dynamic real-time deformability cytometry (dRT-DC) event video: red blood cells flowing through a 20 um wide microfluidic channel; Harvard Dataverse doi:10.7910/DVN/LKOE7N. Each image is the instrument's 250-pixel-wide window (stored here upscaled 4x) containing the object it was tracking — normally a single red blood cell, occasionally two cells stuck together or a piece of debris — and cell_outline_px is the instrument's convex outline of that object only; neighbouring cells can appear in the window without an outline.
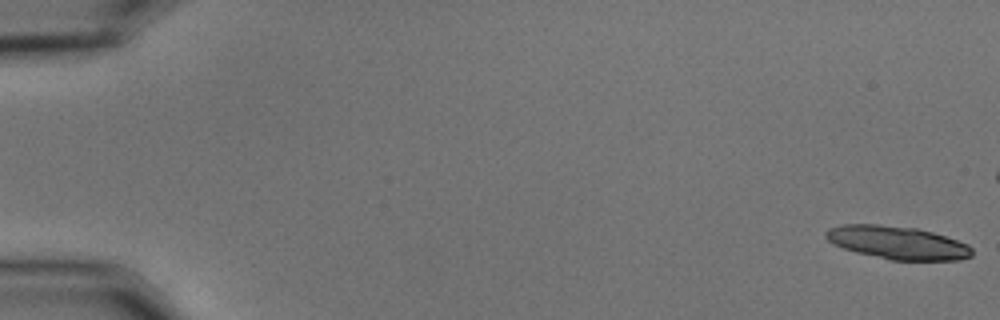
{"species": "common noctule bat (a hibernating species)", "species_latin": "Nyctalus noctula", "temperature_condition": "cold", "stored_images_in_passage": 23, "camera_frame_rate_fps": 3000, "um_per_image_px": 0.085, "animal": {"sex": "male", "body_mass_g": 15.6}, "frame": {"image": 1, "passage_image": 1, "time_ms": 0.0, "image_size_px": [1000, 320], "cell_outline_px": [[972, 256], [960, 260], [888, 260], [856, 252], [844, 248], [828, 240], [824, 236], [824, 232], [828, 228], [840, 224], [880, 224], [916, 228], [932, 232], [968, 244], [972, 248]], "centroid_in_image_um": [76.26, 20.62], "position_along_channel_um": 8.7, "area_um2": 28.21}}